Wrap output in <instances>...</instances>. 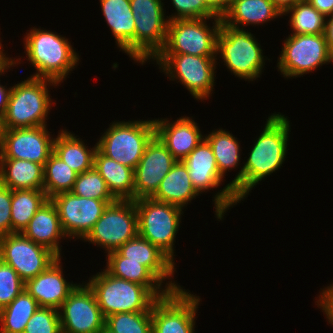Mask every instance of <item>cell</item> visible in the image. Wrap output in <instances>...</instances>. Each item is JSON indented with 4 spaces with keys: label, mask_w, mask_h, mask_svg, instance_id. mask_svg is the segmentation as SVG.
Masks as SVG:
<instances>
[{
    "label": "cell",
    "mask_w": 333,
    "mask_h": 333,
    "mask_svg": "<svg viewBox=\"0 0 333 333\" xmlns=\"http://www.w3.org/2000/svg\"><path fill=\"white\" fill-rule=\"evenodd\" d=\"M289 132L290 123L285 115L273 113L268 117L241 170L214 196L216 218L222 220L229 207L243 201L259 181L281 168L288 151Z\"/></svg>",
    "instance_id": "cell-1"
},
{
    "label": "cell",
    "mask_w": 333,
    "mask_h": 333,
    "mask_svg": "<svg viewBox=\"0 0 333 333\" xmlns=\"http://www.w3.org/2000/svg\"><path fill=\"white\" fill-rule=\"evenodd\" d=\"M25 54L35 67L31 77L49 79L60 84L78 64L79 55L67 38L33 27L24 37Z\"/></svg>",
    "instance_id": "cell-2"
},
{
    "label": "cell",
    "mask_w": 333,
    "mask_h": 333,
    "mask_svg": "<svg viewBox=\"0 0 333 333\" xmlns=\"http://www.w3.org/2000/svg\"><path fill=\"white\" fill-rule=\"evenodd\" d=\"M48 83V84H47ZM59 86L49 79L28 77L11 87L2 119L3 129L32 128L47 125L53 100L47 86Z\"/></svg>",
    "instance_id": "cell-3"
},
{
    "label": "cell",
    "mask_w": 333,
    "mask_h": 333,
    "mask_svg": "<svg viewBox=\"0 0 333 333\" xmlns=\"http://www.w3.org/2000/svg\"><path fill=\"white\" fill-rule=\"evenodd\" d=\"M86 284L94 292L104 318L117 313L152 312L158 300L146 286L114 277L105 269Z\"/></svg>",
    "instance_id": "cell-4"
},
{
    "label": "cell",
    "mask_w": 333,
    "mask_h": 333,
    "mask_svg": "<svg viewBox=\"0 0 333 333\" xmlns=\"http://www.w3.org/2000/svg\"><path fill=\"white\" fill-rule=\"evenodd\" d=\"M138 235L150 241L174 264V242L183 208L152 198L135 200Z\"/></svg>",
    "instance_id": "cell-5"
},
{
    "label": "cell",
    "mask_w": 333,
    "mask_h": 333,
    "mask_svg": "<svg viewBox=\"0 0 333 333\" xmlns=\"http://www.w3.org/2000/svg\"><path fill=\"white\" fill-rule=\"evenodd\" d=\"M110 124L95 143L97 149L116 162L135 169L146 145L155 135L154 120L114 121Z\"/></svg>",
    "instance_id": "cell-6"
},
{
    "label": "cell",
    "mask_w": 333,
    "mask_h": 333,
    "mask_svg": "<svg viewBox=\"0 0 333 333\" xmlns=\"http://www.w3.org/2000/svg\"><path fill=\"white\" fill-rule=\"evenodd\" d=\"M257 39L251 32L221 23L217 37V56L235 76L253 81L260 77L265 56Z\"/></svg>",
    "instance_id": "cell-7"
},
{
    "label": "cell",
    "mask_w": 333,
    "mask_h": 333,
    "mask_svg": "<svg viewBox=\"0 0 333 333\" xmlns=\"http://www.w3.org/2000/svg\"><path fill=\"white\" fill-rule=\"evenodd\" d=\"M206 20L210 18L169 20L166 43L158 54L218 57L217 37L222 20L214 18L212 27Z\"/></svg>",
    "instance_id": "cell-8"
},
{
    "label": "cell",
    "mask_w": 333,
    "mask_h": 333,
    "mask_svg": "<svg viewBox=\"0 0 333 333\" xmlns=\"http://www.w3.org/2000/svg\"><path fill=\"white\" fill-rule=\"evenodd\" d=\"M216 57L189 54H158L153 61L170 80H179L196 100H207L214 87Z\"/></svg>",
    "instance_id": "cell-9"
},
{
    "label": "cell",
    "mask_w": 333,
    "mask_h": 333,
    "mask_svg": "<svg viewBox=\"0 0 333 333\" xmlns=\"http://www.w3.org/2000/svg\"><path fill=\"white\" fill-rule=\"evenodd\" d=\"M162 0H130L135 24V61L154 59L166 43L169 19Z\"/></svg>",
    "instance_id": "cell-10"
},
{
    "label": "cell",
    "mask_w": 333,
    "mask_h": 333,
    "mask_svg": "<svg viewBox=\"0 0 333 333\" xmlns=\"http://www.w3.org/2000/svg\"><path fill=\"white\" fill-rule=\"evenodd\" d=\"M137 235L135 201L116 200L106 207L100 219L83 240L103 247L108 254L116 251Z\"/></svg>",
    "instance_id": "cell-11"
},
{
    "label": "cell",
    "mask_w": 333,
    "mask_h": 333,
    "mask_svg": "<svg viewBox=\"0 0 333 333\" xmlns=\"http://www.w3.org/2000/svg\"><path fill=\"white\" fill-rule=\"evenodd\" d=\"M277 60L278 70L283 77L302 76L319 66L333 63L324 34L289 35Z\"/></svg>",
    "instance_id": "cell-12"
},
{
    "label": "cell",
    "mask_w": 333,
    "mask_h": 333,
    "mask_svg": "<svg viewBox=\"0 0 333 333\" xmlns=\"http://www.w3.org/2000/svg\"><path fill=\"white\" fill-rule=\"evenodd\" d=\"M58 258L22 233L0 236V260L11 266L24 282L42 273Z\"/></svg>",
    "instance_id": "cell-13"
},
{
    "label": "cell",
    "mask_w": 333,
    "mask_h": 333,
    "mask_svg": "<svg viewBox=\"0 0 333 333\" xmlns=\"http://www.w3.org/2000/svg\"><path fill=\"white\" fill-rule=\"evenodd\" d=\"M199 296L180 289L158 299L152 306V333H195Z\"/></svg>",
    "instance_id": "cell-14"
},
{
    "label": "cell",
    "mask_w": 333,
    "mask_h": 333,
    "mask_svg": "<svg viewBox=\"0 0 333 333\" xmlns=\"http://www.w3.org/2000/svg\"><path fill=\"white\" fill-rule=\"evenodd\" d=\"M62 333H99L105 326L94 292L78 284L58 309Z\"/></svg>",
    "instance_id": "cell-15"
},
{
    "label": "cell",
    "mask_w": 333,
    "mask_h": 333,
    "mask_svg": "<svg viewBox=\"0 0 333 333\" xmlns=\"http://www.w3.org/2000/svg\"><path fill=\"white\" fill-rule=\"evenodd\" d=\"M57 208L60 225L67 238L83 240L109 205L106 201L63 192L50 198Z\"/></svg>",
    "instance_id": "cell-16"
},
{
    "label": "cell",
    "mask_w": 333,
    "mask_h": 333,
    "mask_svg": "<svg viewBox=\"0 0 333 333\" xmlns=\"http://www.w3.org/2000/svg\"><path fill=\"white\" fill-rule=\"evenodd\" d=\"M46 127L3 129L0 159H21L44 166L53 153L55 139Z\"/></svg>",
    "instance_id": "cell-17"
},
{
    "label": "cell",
    "mask_w": 333,
    "mask_h": 333,
    "mask_svg": "<svg viewBox=\"0 0 333 333\" xmlns=\"http://www.w3.org/2000/svg\"><path fill=\"white\" fill-rule=\"evenodd\" d=\"M176 162L165 145L154 135L134 169V201L151 198Z\"/></svg>",
    "instance_id": "cell-18"
},
{
    "label": "cell",
    "mask_w": 333,
    "mask_h": 333,
    "mask_svg": "<svg viewBox=\"0 0 333 333\" xmlns=\"http://www.w3.org/2000/svg\"><path fill=\"white\" fill-rule=\"evenodd\" d=\"M155 119V135L177 161H182L205 138L192 117H180L176 121Z\"/></svg>",
    "instance_id": "cell-19"
},
{
    "label": "cell",
    "mask_w": 333,
    "mask_h": 333,
    "mask_svg": "<svg viewBox=\"0 0 333 333\" xmlns=\"http://www.w3.org/2000/svg\"><path fill=\"white\" fill-rule=\"evenodd\" d=\"M59 257L46 270L25 282V290L38 302L40 307L59 309L68 295L77 286L67 282Z\"/></svg>",
    "instance_id": "cell-20"
},
{
    "label": "cell",
    "mask_w": 333,
    "mask_h": 333,
    "mask_svg": "<svg viewBox=\"0 0 333 333\" xmlns=\"http://www.w3.org/2000/svg\"><path fill=\"white\" fill-rule=\"evenodd\" d=\"M105 270L114 277L146 286L158 299L167 296L170 292L182 289L174 281L162 282L140 262L125 261L117 250L107 254Z\"/></svg>",
    "instance_id": "cell-21"
},
{
    "label": "cell",
    "mask_w": 333,
    "mask_h": 333,
    "mask_svg": "<svg viewBox=\"0 0 333 333\" xmlns=\"http://www.w3.org/2000/svg\"><path fill=\"white\" fill-rule=\"evenodd\" d=\"M22 234L36 244L42 245L61 258V238L67 237L60 225L58 211L48 199L31 218Z\"/></svg>",
    "instance_id": "cell-22"
},
{
    "label": "cell",
    "mask_w": 333,
    "mask_h": 333,
    "mask_svg": "<svg viewBox=\"0 0 333 333\" xmlns=\"http://www.w3.org/2000/svg\"><path fill=\"white\" fill-rule=\"evenodd\" d=\"M115 42L135 61V24L130 0H99Z\"/></svg>",
    "instance_id": "cell-23"
},
{
    "label": "cell",
    "mask_w": 333,
    "mask_h": 333,
    "mask_svg": "<svg viewBox=\"0 0 333 333\" xmlns=\"http://www.w3.org/2000/svg\"><path fill=\"white\" fill-rule=\"evenodd\" d=\"M182 162L187 167L191 182L199 194L217 188L225 178L220 174L212 147L205 138Z\"/></svg>",
    "instance_id": "cell-24"
},
{
    "label": "cell",
    "mask_w": 333,
    "mask_h": 333,
    "mask_svg": "<svg viewBox=\"0 0 333 333\" xmlns=\"http://www.w3.org/2000/svg\"><path fill=\"white\" fill-rule=\"evenodd\" d=\"M117 251L125 257V261L140 262L147 267L162 283L172 279L175 264L155 245L137 235L127 241Z\"/></svg>",
    "instance_id": "cell-25"
},
{
    "label": "cell",
    "mask_w": 333,
    "mask_h": 333,
    "mask_svg": "<svg viewBox=\"0 0 333 333\" xmlns=\"http://www.w3.org/2000/svg\"><path fill=\"white\" fill-rule=\"evenodd\" d=\"M278 16L282 14L271 0H233L221 20L228 26L243 29L245 25L258 26Z\"/></svg>",
    "instance_id": "cell-26"
},
{
    "label": "cell",
    "mask_w": 333,
    "mask_h": 333,
    "mask_svg": "<svg viewBox=\"0 0 333 333\" xmlns=\"http://www.w3.org/2000/svg\"><path fill=\"white\" fill-rule=\"evenodd\" d=\"M199 196L189 177L188 169L182 161H177L161 181L156 193L151 197L184 209L188 202Z\"/></svg>",
    "instance_id": "cell-27"
},
{
    "label": "cell",
    "mask_w": 333,
    "mask_h": 333,
    "mask_svg": "<svg viewBox=\"0 0 333 333\" xmlns=\"http://www.w3.org/2000/svg\"><path fill=\"white\" fill-rule=\"evenodd\" d=\"M93 167L116 200H134V169L105 156L98 149L94 154Z\"/></svg>",
    "instance_id": "cell-28"
},
{
    "label": "cell",
    "mask_w": 333,
    "mask_h": 333,
    "mask_svg": "<svg viewBox=\"0 0 333 333\" xmlns=\"http://www.w3.org/2000/svg\"><path fill=\"white\" fill-rule=\"evenodd\" d=\"M44 166L21 159H0V183L11 190H43Z\"/></svg>",
    "instance_id": "cell-29"
},
{
    "label": "cell",
    "mask_w": 333,
    "mask_h": 333,
    "mask_svg": "<svg viewBox=\"0 0 333 333\" xmlns=\"http://www.w3.org/2000/svg\"><path fill=\"white\" fill-rule=\"evenodd\" d=\"M67 130H60L54 139L53 153L64 161L71 169L81 174L91 170L97 145L89 148L82 139Z\"/></svg>",
    "instance_id": "cell-30"
},
{
    "label": "cell",
    "mask_w": 333,
    "mask_h": 333,
    "mask_svg": "<svg viewBox=\"0 0 333 333\" xmlns=\"http://www.w3.org/2000/svg\"><path fill=\"white\" fill-rule=\"evenodd\" d=\"M39 307L38 302L24 289L0 310V333H24L29 319Z\"/></svg>",
    "instance_id": "cell-31"
},
{
    "label": "cell",
    "mask_w": 333,
    "mask_h": 333,
    "mask_svg": "<svg viewBox=\"0 0 333 333\" xmlns=\"http://www.w3.org/2000/svg\"><path fill=\"white\" fill-rule=\"evenodd\" d=\"M47 200L44 190H12V233H22L31 218Z\"/></svg>",
    "instance_id": "cell-32"
},
{
    "label": "cell",
    "mask_w": 333,
    "mask_h": 333,
    "mask_svg": "<svg viewBox=\"0 0 333 333\" xmlns=\"http://www.w3.org/2000/svg\"><path fill=\"white\" fill-rule=\"evenodd\" d=\"M212 147L220 174L225 177L227 171L233 170L240 164V142L230 132L220 128L205 135Z\"/></svg>",
    "instance_id": "cell-33"
},
{
    "label": "cell",
    "mask_w": 333,
    "mask_h": 333,
    "mask_svg": "<svg viewBox=\"0 0 333 333\" xmlns=\"http://www.w3.org/2000/svg\"><path fill=\"white\" fill-rule=\"evenodd\" d=\"M77 176L76 171L52 153L44 165L43 190L47 198L50 199L63 192H71Z\"/></svg>",
    "instance_id": "cell-34"
},
{
    "label": "cell",
    "mask_w": 333,
    "mask_h": 333,
    "mask_svg": "<svg viewBox=\"0 0 333 333\" xmlns=\"http://www.w3.org/2000/svg\"><path fill=\"white\" fill-rule=\"evenodd\" d=\"M290 15L292 34H324L326 17L309 2H298L283 15Z\"/></svg>",
    "instance_id": "cell-35"
},
{
    "label": "cell",
    "mask_w": 333,
    "mask_h": 333,
    "mask_svg": "<svg viewBox=\"0 0 333 333\" xmlns=\"http://www.w3.org/2000/svg\"><path fill=\"white\" fill-rule=\"evenodd\" d=\"M105 326L113 333H152L151 312H128L109 315Z\"/></svg>",
    "instance_id": "cell-36"
},
{
    "label": "cell",
    "mask_w": 333,
    "mask_h": 333,
    "mask_svg": "<svg viewBox=\"0 0 333 333\" xmlns=\"http://www.w3.org/2000/svg\"><path fill=\"white\" fill-rule=\"evenodd\" d=\"M71 192L80 197L103 200L108 204L116 201L110 193L106 182L94 167L91 170L78 174Z\"/></svg>",
    "instance_id": "cell-37"
},
{
    "label": "cell",
    "mask_w": 333,
    "mask_h": 333,
    "mask_svg": "<svg viewBox=\"0 0 333 333\" xmlns=\"http://www.w3.org/2000/svg\"><path fill=\"white\" fill-rule=\"evenodd\" d=\"M25 288L17 272L0 260V310L9 305Z\"/></svg>",
    "instance_id": "cell-38"
},
{
    "label": "cell",
    "mask_w": 333,
    "mask_h": 333,
    "mask_svg": "<svg viewBox=\"0 0 333 333\" xmlns=\"http://www.w3.org/2000/svg\"><path fill=\"white\" fill-rule=\"evenodd\" d=\"M24 333H62L58 310L39 307L29 319Z\"/></svg>",
    "instance_id": "cell-39"
},
{
    "label": "cell",
    "mask_w": 333,
    "mask_h": 333,
    "mask_svg": "<svg viewBox=\"0 0 333 333\" xmlns=\"http://www.w3.org/2000/svg\"><path fill=\"white\" fill-rule=\"evenodd\" d=\"M177 13L166 16L174 19L221 18L206 3L205 0H171Z\"/></svg>",
    "instance_id": "cell-40"
},
{
    "label": "cell",
    "mask_w": 333,
    "mask_h": 333,
    "mask_svg": "<svg viewBox=\"0 0 333 333\" xmlns=\"http://www.w3.org/2000/svg\"><path fill=\"white\" fill-rule=\"evenodd\" d=\"M12 190L0 183V236L12 233Z\"/></svg>",
    "instance_id": "cell-41"
},
{
    "label": "cell",
    "mask_w": 333,
    "mask_h": 333,
    "mask_svg": "<svg viewBox=\"0 0 333 333\" xmlns=\"http://www.w3.org/2000/svg\"><path fill=\"white\" fill-rule=\"evenodd\" d=\"M317 299V304L326 315L328 323L333 325V283L324 288Z\"/></svg>",
    "instance_id": "cell-42"
},
{
    "label": "cell",
    "mask_w": 333,
    "mask_h": 333,
    "mask_svg": "<svg viewBox=\"0 0 333 333\" xmlns=\"http://www.w3.org/2000/svg\"><path fill=\"white\" fill-rule=\"evenodd\" d=\"M308 2L325 17L333 15V0H309Z\"/></svg>",
    "instance_id": "cell-43"
},
{
    "label": "cell",
    "mask_w": 333,
    "mask_h": 333,
    "mask_svg": "<svg viewBox=\"0 0 333 333\" xmlns=\"http://www.w3.org/2000/svg\"><path fill=\"white\" fill-rule=\"evenodd\" d=\"M207 5L219 16L229 9L233 0H205Z\"/></svg>",
    "instance_id": "cell-44"
},
{
    "label": "cell",
    "mask_w": 333,
    "mask_h": 333,
    "mask_svg": "<svg viewBox=\"0 0 333 333\" xmlns=\"http://www.w3.org/2000/svg\"><path fill=\"white\" fill-rule=\"evenodd\" d=\"M2 44L0 42V76L2 74H4L5 72L7 73V70L10 69V67L12 66H16L18 64H20V58H18V60L15 58L12 59V58H9V57H6V53H3V49H2Z\"/></svg>",
    "instance_id": "cell-45"
},
{
    "label": "cell",
    "mask_w": 333,
    "mask_h": 333,
    "mask_svg": "<svg viewBox=\"0 0 333 333\" xmlns=\"http://www.w3.org/2000/svg\"><path fill=\"white\" fill-rule=\"evenodd\" d=\"M326 17L324 36L330 55L333 57V15Z\"/></svg>",
    "instance_id": "cell-46"
},
{
    "label": "cell",
    "mask_w": 333,
    "mask_h": 333,
    "mask_svg": "<svg viewBox=\"0 0 333 333\" xmlns=\"http://www.w3.org/2000/svg\"><path fill=\"white\" fill-rule=\"evenodd\" d=\"M10 91L11 86L7 88V86L0 84V118H2L6 112Z\"/></svg>",
    "instance_id": "cell-47"
},
{
    "label": "cell",
    "mask_w": 333,
    "mask_h": 333,
    "mask_svg": "<svg viewBox=\"0 0 333 333\" xmlns=\"http://www.w3.org/2000/svg\"><path fill=\"white\" fill-rule=\"evenodd\" d=\"M275 7L281 12L283 15L288 9L292 8L297 0H271Z\"/></svg>",
    "instance_id": "cell-48"
},
{
    "label": "cell",
    "mask_w": 333,
    "mask_h": 333,
    "mask_svg": "<svg viewBox=\"0 0 333 333\" xmlns=\"http://www.w3.org/2000/svg\"><path fill=\"white\" fill-rule=\"evenodd\" d=\"M2 119L0 118V149H1V144H2Z\"/></svg>",
    "instance_id": "cell-49"
},
{
    "label": "cell",
    "mask_w": 333,
    "mask_h": 333,
    "mask_svg": "<svg viewBox=\"0 0 333 333\" xmlns=\"http://www.w3.org/2000/svg\"><path fill=\"white\" fill-rule=\"evenodd\" d=\"M99 333H113L110 331L106 326L103 327V329Z\"/></svg>",
    "instance_id": "cell-50"
},
{
    "label": "cell",
    "mask_w": 333,
    "mask_h": 333,
    "mask_svg": "<svg viewBox=\"0 0 333 333\" xmlns=\"http://www.w3.org/2000/svg\"><path fill=\"white\" fill-rule=\"evenodd\" d=\"M298 2H308L309 0H297Z\"/></svg>",
    "instance_id": "cell-51"
}]
</instances>
